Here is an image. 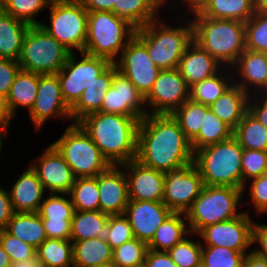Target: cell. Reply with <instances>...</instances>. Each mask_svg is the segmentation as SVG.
Masks as SVG:
<instances>
[{
  "instance_id": "03108f58",
  "label": "cell",
  "mask_w": 267,
  "mask_h": 267,
  "mask_svg": "<svg viewBox=\"0 0 267 267\" xmlns=\"http://www.w3.org/2000/svg\"><path fill=\"white\" fill-rule=\"evenodd\" d=\"M9 129L8 125L0 124V153L2 151L3 138L5 139V137H7Z\"/></svg>"
},
{
  "instance_id": "9a60e30c",
  "label": "cell",
  "mask_w": 267,
  "mask_h": 267,
  "mask_svg": "<svg viewBox=\"0 0 267 267\" xmlns=\"http://www.w3.org/2000/svg\"><path fill=\"white\" fill-rule=\"evenodd\" d=\"M189 99V87L178 69L161 70L145 104L151 110L148 114H172Z\"/></svg>"
},
{
  "instance_id": "94428289",
  "label": "cell",
  "mask_w": 267,
  "mask_h": 267,
  "mask_svg": "<svg viewBox=\"0 0 267 267\" xmlns=\"http://www.w3.org/2000/svg\"><path fill=\"white\" fill-rule=\"evenodd\" d=\"M0 124L8 125V109L6 98L0 94Z\"/></svg>"
},
{
  "instance_id": "bcb514c9",
  "label": "cell",
  "mask_w": 267,
  "mask_h": 267,
  "mask_svg": "<svg viewBox=\"0 0 267 267\" xmlns=\"http://www.w3.org/2000/svg\"><path fill=\"white\" fill-rule=\"evenodd\" d=\"M202 244L199 240L195 242L185 237L167 253L178 267H198L201 265Z\"/></svg>"
},
{
  "instance_id": "8992f818",
  "label": "cell",
  "mask_w": 267,
  "mask_h": 267,
  "mask_svg": "<svg viewBox=\"0 0 267 267\" xmlns=\"http://www.w3.org/2000/svg\"><path fill=\"white\" fill-rule=\"evenodd\" d=\"M135 32V26L113 12H88L87 36L83 52L115 63L128 42L135 36Z\"/></svg>"
},
{
  "instance_id": "ba28073f",
  "label": "cell",
  "mask_w": 267,
  "mask_h": 267,
  "mask_svg": "<svg viewBox=\"0 0 267 267\" xmlns=\"http://www.w3.org/2000/svg\"><path fill=\"white\" fill-rule=\"evenodd\" d=\"M72 52L41 26H30L25 33L18 63L21 70L39 75L57 74Z\"/></svg>"
},
{
  "instance_id": "7dc6e473",
  "label": "cell",
  "mask_w": 267,
  "mask_h": 267,
  "mask_svg": "<svg viewBox=\"0 0 267 267\" xmlns=\"http://www.w3.org/2000/svg\"><path fill=\"white\" fill-rule=\"evenodd\" d=\"M0 243L12 264L36 260V248L9 234L5 229L0 231Z\"/></svg>"
},
{
  "instance_id": "60d3db41",
  "label": "cell",
  "mask_w": 267,
  "mask_h": 267,
  "mask_svg": "<svg viewBox=\"0 0 267 267\" xmlns=\"http://www.w3.org/2000/svg\"><path fill=\"white\" fill-rule=\"evenodd\" d=\"M51 0H0V8L30 26L40 25L37 16L41 10L49 6Z\"/></svg>"
},
{
  "instance_id": "5b68a950",
  "label": "cell",
  "mask_w": 267,
  "mask_h": 267,
  "mask_svg": "<svg viewBox=\"0 0 267 267\" xmlns=\"http://www.w3.org/2000/svg\"><path fill=\"white\" fill-rule=\"evenodd\" d=\"M242 154L243 147L232 136L197 150L193 160L204 185L242 189Z\"/></svg>"
},
{
  "instance_id": "52a82bcc",
  "label": "cell",
  "mask_w": 267,
  "mask_h": 267,
  "mask_svg": "<svg viewBox=\"0 0 267 267\" xmlns=\"http://www.w3.org/2000/svg\"><path fill=\"white\" fill-rule=\"evenodd\" d=\"M242 189L229 186L204 185L200 195L185 213L190 232L198 234L204 227L240 216L238 205L242 204Z\"/></svg>"
},
{
  "instance_id": "3957f363",
  "label": "cell",
  "mask_w": 267,
  "mask_h": 267,
  "mask_svg": "<svg viewBox=\"0 0 267 267\" xmlns=\"http://www.w3.org/2000/svg\"><path fill=\"white\" fill-rule=\"evenodd\" d=\"M190 14L193 16V41L230 68L246 49L245 22L209 18L198 11Z\"/></svg>"
},
{
  "instance_id": "4fadbf2b",
  "label": "cell",
  "mask_w": 267,
  "mask_h": 267,
  "mask_svg": "<svg viewBox=\"0 0 267 267\" xmlns=\"http://www.w3.org/2000/svg\"><path fill=\"white\" fill-rule=\"evenodd\" d=\"M118 71L126 76L146 97L161 69L151 60L146 46L134 36L115 62Z\"/></svg>"
},
{
  "instance_id": "6f0895ef",
  "label": "cell",
  "mask_w": 267,
  "mask_h": 267,
  "mask_svg": "<svg viewBox=\"0 0 267 267\" xmlns=\"http://www.w3.org/2000/svg\"><path fill=\"white\" fill-rule=\"evenodd\" d=\"M14 213L9 192L0 187V231L6 228Z\"/></svg>"
},
{
  "instance_id": "7c38bea8",
  "label": "cell",
  "mask_w": 267,
  "mask_h": 267,
  "mask_svg": "<svg viewBox=\"0 0 267 267\" xmlns=\"http://www.w3.org/2000/svg\"><path fill=\"white\" fill-rule=\"evenodd\" d=\"M203 187L194 161L172 168L165 173L163 203L174 213H186Z\"/></svg>"
},
{
  "instance_id": "d590c367",
  "label": "cell",
  "mask_w": 267,
  "mask_h": 267,
  "mask_svg": "<svg viewBox=\"0 0 267 267\" xmlns=\"http://www.w3.org/2000/svg\"><path fill=\"white\" fill-rule=\"evenodd\" d=\"M233 129L210 109L204 113V122L198 134L190 141L193 153L197 150L230 139Z\"/></svg>"
},
{
  "instance_id": "30bf717a",
  "label": "cell",
  "mask_w": 267,
  "mask_h": 267,
  "mask_svg": "<svg viewBox=\"0 0 267 267\" xmlns=\"http://www.w3.org/2000/svg\"><path fill=\"white\" fill-rule=\"evenodd\" d=\"M50 24L41 23L49 35L72 53L84 51L87 36L88 11L80 0H51Z\"/></svg>"
},
{
  "instance_id": "c3c4849f",
  "label": "cell",
  "mask_w": 267,
  "mask_h": 267,
  "mask_svg": "<svg viewBox=\"0 0 267 267\" xmlns=\"http://www.w3.org/2000/svg\"><path fill=\"white\" fill-rule=\"evenodd\" d=\"M242 191L246 190L247 181L267 173V151L243 149L242 159Z\"/></svg>"
},
{
  "instance_id": "89a4df30",
  "label": "cell",
  "mask_w": 267,
  "mask_h": 267,
  "mask_svg": "<svg viewBox=\"0 0 267 267\" xmlns=\"http://www.w3.org/2000/svg\"><path fill=\"white\" fill-rule=\"evenodd\" d=\"M257 95L267 100V83Z\"/></svg>"
},
{
  "instance_id": "f35d334b",
  "label": "cell",
  "mask_w": 267,
  "mask_h": 267,
  "mask_svg": "<svg viewBox=\"0 0 267 267\" xmlns=\"http://www.w3.org/2000/svg\"><path fill=\"white\" fill-rule=\"evenodd\" d=\"M67 197H71L75 210H100L99 190L96 177L76 178Z\"/></svg>"
},
{
  "instance_id": "f5cc1de1",
  "label": "cell",
  "mask_w": 267,
  "mask_h": 267,
  "mask_svg": "<svg viewBox=\"0 0 267 267\" xmlns=\"http://www.w3.org/2000/svg\"><path fill=\"white\" fill-rule=\"evenodd\" d=\"M72 219H42L47 238L70 240Z\"/></svg>"
},
{
  "instance_id": "ac0fdd59",
  "label": "cell",
  "mask_w": 267,
  "mask_h": 267,
  "mask_svg": "<svg viewBox=\"0 0 267 267\" xmlns=\"http://www.w3.org/2000/svg\"><path fill=\"white\" fill-rule=\"evenodd\" d=\"M36 159L35 164L30 166L45 190L49 193L69 194L76 177L58 150L50 144Z\"/></svg>"
},
{
  "instance_id": "d4e9b609",
  "label": "cell",
  "mask_w": 267,
  "mask_h": 267,
  "mask_svg": "<svg viewBox=\"0 0 267 267\" xmlns=\"http://www.w3.org/2000/svg\"><path fill=\"white\" fill-rule=\"evenodd\" d=\"M117 71L116 64L112 63L88 88L84 89L78 101L70 108L72 123H77L88 114L101 111L104 95L112 86Z\"/></svg>"
},
{
  "instance_id": "cb8c5ba5",
  "label": "cell",
  "mask_w": 267,
  "mask_h": 267,
  "mask_svg": "<svg viewBox=\"0 0 267 267\" xmlns=\"http://www.w3.org/2000/svg\"><path fill=\"white\" fill-rule=\"evenodd\" d=\"M9 192L14 212H38L47 192L36 172L31 168L24 170Z\"/></svg>"
},
{
  "instance_id": "83f0119b",
  "label": "cell",
  "mask_w": 267,
  "mask_h": 267,
  "mask_svg": "<svg viewBox=\"0 0 267 267\" xmlns=\"http://www.w3.org/2000/svg\"><path fill=\"white\" fill-rule=\"evenodd\" d=\"M29 24L5 13L0 8V58L17 60Z\"/></svg>"
},
{
  "instance_id": "5bb4252c",
  "label": "cell",
  "mask_w": 267,
  "mask_h": 267,
  "mask_svg": "<svg viewBox=\"0 0 267 267\" xmlns=\"http://www.w3.org/2000/svg\"><path fill=\"white\" fill-rule=\"evenodd\" d=\"M249 212H243L233 219L204 227L198 235L204 240V246L227 247L240 253H249L252 246L253 223ZM248 250V252H247Z\"/></svg>"
},
{
  "instance_id": "e0dca14e",
  "label": "cell",
  "mask_w": 267,
  "mask_h": 267,
  "mask_svg": "<svg viewBox=\"0 0 267 267\" xmlns=\"http://www.w3.org/2000/svg\"><path fill=\"white\" fill-rule=\"evenodd\" d=\"M143 106H146L145 97L126 76L117 71L112 86L104 95L100 112L143 119L149 111Z\"/></svg>"
},
{
  "instance_id": "6125c7cd",
  "label": "cell",
  "mask_w": 267,
  "mask_h": 267,
  "mask_svg": "<svg viewBox=\"0 0 267 267\" xmlns=\"http://www.w3.org/2000/svg\"><path fill=\"white\" fill-rule=\"evenodd\" d=\"M206 1L207 0H182V2H185V6H187L185 7L186 10H189L188 13L198 11Z\"/></svg>"
},
{
  "instance_id": "8fae6325",
  "label": "cell",
  "mask_w": 267,
  "mask_h": 267,
  "mask_svg": "<svg viewBox=\"0 0 267 267\" xmlns=\"http://www.w3.org/2000/svg\"><path fill=\"white\" fill-rule=\"evenodd\" d=\"M81 60H77L71 53L66 64L56 74L58 76L63 98L71 108L95 79L112 63L103 57L80 53Z\"/></svg>"
},
{
  "instance_id": "ffe728a7",
  "label": "cell",
  "mask_w": 267,
  "mask_h": 267,
  "mask_svg": "<svg viewBox=\"0 0 267 267\" xmlns=\"http://www.w3.org/2000/svg\"><path fill=\"white\" fill-rule=\"evenodd\" d=\"M128 181V197L139 201L163 202L165 173L136 159L122 165Z\"/></svg>"
},
{
  "instance_id": "f6af8a7d",
  "label": "cell",
  "mask_w": 267,
  "mask_h": 267,
  "mask_svg": "<svg viewBox=\"0 0 267 267\" xmlns=\"http://www.w3.org/2000/svg\"><path fill=\"white\" fill-rule=\"evenodd\" d=\"M67 194L49 193L40 205L38 214L41 219L62 220L72 219L74 206L71 197L66 198Z\"/></svg>"
},
{
  "instance_id": "9f6ffc18",
  "label": "cell",
  "mask_w": 267,
  "mask_h": 267,
  "mask_svg": "<svg viewBox=\"0 0 267 267\" xmlns=\"http://www.w3.org/2000/svg\"><path fill=\"white\" fill-rule=\"evenodd\" d=\"M143 267H178L167 252L148 249Z\"/></svg>"
},
{
  "instance_id": "4316f807",
  "label": "cell",
  "mask_w": 267,
  "mask_h": 267,
  "mask_svg": "<svg viewBox=\"0 0 267 267\" xmlns=\"http://www.w3.org/2000/svg\"><path fill=\"white\" fill-rule=\"evenodd\" d=\"M38 89V74L20 70L11 86L10 93L6 97L8 109V126L11 119H16V110L19 107L29 111L34 104Z\"/></svg>"
},
{
  "instance_id": "2e32d148",
  "label": "cell",
  "mask_w": 267,
  "mask_h": 267,
  "mask_svg": "<svg viewBox=\"0 0 267 267\" xmlns=\"http://www.w3.org/2000/svg\"><path fill=\"white\" fill-rule=\"evenodd\" d=\"M30 121L38 132L48 119L57 117L60 119L68 118L72 121L70 107L66 104L58 76L39 75L38 89L33 106L28 111Z\"/></svg>"
},
{
  "instance_id": "d6a6232c",
  "label": "cell",
  "mask_w": 267,
  "mask_h": 267,
  "mask_svg": "<svg viewBox=\"0 0 267 267\" xmlns=\"http://www.w3.org/2000/svg\"><path fill=\"white\" fill-rule=\"evenodd\" d=\"M109 215L97 211L75 210L71 222V241H82L105 236Z\"/></svg>"
},
{
  "instance_id": "484cf974",
  "label": "cell",
  "mask_w": 267,
  "mask_h": 267,
  "mask_svg": "<svg viewBox=\"0 0 267 267\" xmlns=\"http://www.w3.org/2000/svg\"><path fill=\"white\" fill-rule=\"evenodd\" d=\"M249 95L239 86L232 84L209 109L234 129L248 111Z\"/></svg>"
},
{
  "instance_id": "603a6c76",
  "label": "cell",
  "mask_w": 267,
  "mask_h": 267,
  "mask_svg": "<svg viewBox=\"0 0 267 267\" xmlns=\"http://www.w3.org/2000/svg\"><path fill=\"white\" fill-rule=\"evenodd\" d=\"M224 66L193 41L182 55L178 70L188 87L217 74Z\"/></svg>"
},
{
  "instance_id": "a7ac6f4b",
  "label": "cell",
  "mask_w": 267,
  "mask_h": 267,
  "mask_svg": "<svg viewBox=\"0 0 267 267\" xmlns=\"http://www.w3.org/2000/svg\"><path fill=\"white\" fill-rule=\"evenodd\" d=\"M152 4L159 10L162 11V8H164L165 4L168 5L166 2H169L168 0H150ZM171 2V0H170ZM163 6V7H162Z\"/></svg>"
},
{
  "instance_id": "277c9868",
  "label": "cell",
  "mask_w": 267,
  "mask_h": 267,
  "mask_svg": "<svg viewBox=\"0 0 267 267\" xmlns=\"http://www.w3.org/2000/svg\"><path fill=\"white\" fill-rule=\"evenodd\" d=\"M185 24L173 27L157 18L136 28L135 36L146 46L151 60L161 70L177 69L182 55L193 42L191 19L188 18Z\"/></svg>"
},
{
  "instance_id": "91938a15",
  "label": "cell",
  "mask_w": 267,
  "mask_h": 267,
  "mask_svg": "<svg viewBox=\"0 0 267 267\" xmlns=\"http://www.w3.org/2000/svg\"><path fill=\"white\" fill-rule=\"evenodd\" d=\"M242 267H267V258L251 251L245 255Z\"/></svg>"
},
{
  "instance_id": "2644e50d",
  "label": "cell",
  "mask_w": 267,
  "mask_h": 267,
  "mask_svg": "<svg viewBox=\"0 0 267 267\" xmlns=\"http://www.w3.org/2000/svg\"><path fill=\"white\" fill-rule=\"evenodd\" d=\"M95 267H117V266L113 262H109V263L98 265Z\"/></svg>"
},
{
  "instance_id": "e575fe53",
  "label": "cell",
  "mask_w": 267,
  "mask_h": 267,
  "mask_svg": "<svg viewBox=\"0 0 267 267\" xmlns=\"http://www.w3.org/2000/svg\"><path fill=\"white\" fill-rule=\"evenodd\" d=\"M36 260L41 267L73 266L72 241L47 238L36 249Z\"/></svg>"
},
{
  "instance_id": "f907efd6",
  "label": "cell",
  "mask_w": 267,
  "mask_h": 267,
  "mask_svg": "<svg viewBox=\"0 0 267 267\" xmlns=\"http://www.w3.org/2000/svg\"><path fill=\"white\" fill-rule=\"evenodd\" d=\"M249 196L255 207L256 215L267 214V173L250 179Z\"/></svg>"
},
{
  "instance_id": "be15d7a7",
  "label": "cell",
  "mask_w": 267,
  "mask_h": 267,
  "mask_svg": "<svg viewBox=\"0 0 267 267\" xmlns=\"http://www.w3.org/2000/svg\"><path fill=\"white\" fill-rule=\"evenodd\" d=\"M12 264L10 257L4 251L1 243H0V267H10Z\"/></svg>"
},
{
  "instance_id": "4dcf8cb0",
  "label": "cell",
  "mask_w": 267,
  "mask_h": 267,
  "mask_svg": "<svg viewBox=\"0 0 267 267\" xmlns=\"http://www.w3.org/2000/svg\"><path fill=\"white\" fill-rule=\"evenodd\" d=\"M73 264L77 267H95L112 262L113 249L105 236L82 241H72Z\"/></svg>"
},
{
  "instance_id": "e7e4bbea",
  "label": "cell",
  "mask_w": 267,
  "mask_h": 267,
  "mask_svg": "<svg viewBox=\"0 0 267 267\" xmlns=\"http://www.w3.org/2000/svg\"><path fill=\"white\" fill-rule=\"evenodd\" d=\"M255 13L267 14V0H254Z\"/></svg>"
},
{
  "instance_id": "681fc988",
  "label": "cell",
  "mask_w": 267,
  "mask_h": 267,
  "mask_svg": "<svg viewBox=\"0 0 267 267\" xmlns=\"http://www.w3.org/2000/svg\"><path fill=\"white\" fill-rule=\"evenodd\" d=\"M133 238L132 227L124 214L109 215L105 231V239L112 249L119 247Z\"/></svg>"
},
{
  "instance_id": "7402d4cb",
  "label": "cell",
  "mask_w": 267,
  "mask_h": 267,
  "mask_svg": "<svg viewBox=\"0 0 267 267\" xmlns=\"http://www.w3.org/2000/svg\"><path fill=\"white\" fill-rule=\"evenodd\" d=\"M230 69L235 73L233 84L249 96L258 94L267 83V53L245 49Z\"/></svg>"
},
{
  "instance_id": "9c48e42d",
  "label": "cell",
  "mask_w": 267,
  "mask_h": 267,
  "mask_svg": "<svg viewBox=\"0 0 267 267\" xmlns=\"http://www.w3.org/2000/svg\"><path fill=\"white\" fill-rule=\"evenodd\" d=\"M52 145L63 156L76 178L96 177L110 166L78 123H71Z\"/></svg>"
},
{
  "instance_id": "8d00e7d4",
  "label": "cell",
  "mask_w": 267,
  "mask_h": 267,
  "mask_svg": "<svg viewBox=\"0 0 267 267\" xmlns=\"http://www.w3.org/2000/svg\"><path fill=\"white\" fill-rule=\"evenodd\" d=\"M233 137L243 149L267 151V128L248 111L233 129Z\"/></svg>"
},
{
  "instance_id": "680465c9",
  "label": "cell",
  "mask_w": 267,
  "mask_h": 267,
  "mask_svg": "<svg viewBox=\"0 0 267 267\" xmlns=\"http://www.w3.org/2000/svg\"><path fill=\"white\" fill-rule=\"evenodd\" d=\"M88 12L110 11L114 13L116 0H80Z\"/></svg>"
},
{
  "instance_id": "7bdbcfd3",
  "label": "cell",
  "mask_w": 267,
  "mask_h": 267,
  "mask_svg": "<svg viewBox=\"0 0 267 267\" xmlns=\"http://www.w3.org/2000/svg\"><path fill=\"white\" fill-rule=\"evenodd\" d=\"M147 250L145 242L133 238L113 249L112 262L117 267H142Z\"/></svg>"
},
{
  "instance_id": "ee69618b",
  "label": "cell",
  "mask_w": 267,
  "mask_h": 267,
  "mask_svg": "<svg viewBox=\"0 0 267 267\" xmlns=\"http://www.w3.org/2000/svg\"><path fill=\"white\" fill-rule=\"evenodd\" d=\"M246 49L267 53V14L254 13L245 22Z\"/></svg>"
},
{
  "instance_id": "d6986e66",
  "label": "cell",
  "mask_w": 267,
  "mask_h": 267,
  "mask_svg": "<svg viewBox=\"0 0 267 267\" xmlns=\"http://www.w3.org/2000/svg\"><path fill=\"white\" fill-rule=\"evenodd\" d=\"M171 213L163 202L129 199L123 214L132 227L134 238L148 244Z\"/></svg>"
},
{
  "instance_id": "b9f144b4",
  "label": "cell",
  "mask_w": 267,
  "mask_h": 267,
  "mask_svg": "<svg viewBox=\"0 0 267 267\" xmlns=\"http://www.w3.org/2000/svg\"><path fill=\"white\" fill-rule=\"evenodd\" d=\"M246 254L227 247L202 245L201 264L204 267H242Z\"/></svg>"
},
{
  "instance_id": "74e56055",
  "label": "cell",
  "mask_w": 267,
  "mask_h": 267,
  "mask_svg": "<svg viewBox=\"0 0 267 267\" xmlns=\"http://www.w3.org/2000/svg\"><path fill=\"white\" fill-rule=\"evenodd\" d=\"M114 14L128 20L136 28L159 18V10L150 0H116Z\"/></svg>"
},
{
  "instance_id": "ab89813d",
  "label": "cell",
  "mask_w": 267,
  "mask_h": 267,
  "mask_svg": "<svg viewBox=\"0 0 267 267\" xmlns=\"http://www.w3.org/2000/svg\"><path fill=\"white\" fill-rule=\"evenodd\" d=\"M208 109L209 106L188 99L172 113V116L177 120L180 129L189 141L198 134L204 122V113Z\"/></svg>"
},
{
  "instance_id": "f546056e",
  "label": "cell",
  "mask_w": 267,
  "mask_h": 267,
  "mask_svg": "<svg viewBox=\"0 0 267 267\" xmlns=\"http://www.w3.org/2000/svg\"><path fill=\"white\" fill-rule=\"evenodd\" d=\"M5 230L36 249L47 239L38 212H15Z\"/></svg>"
},
{
  "instance_id": "6da1fadb",
  "label": "cell",
  "mask_w": 267,
  "mask_h": 267,
  "mask_svg": "<svg viewBox=\"0 0 267 267\" xmlns=\"http://www.w3.org/2000/svg\"><path fill=\"white\" fill-rule=\"evenodd\" d=\"M190 141L172 114H147L139 124L136 160L166 173L193 160Z\"/></svg>"
},
{
  "instance_id": "836d02e7",
  "label": "cell",
  "mask_w": 267,
  "mask_h": 267,
  "mask_svg": "<svg viewBox=\"0 0 267 267\" xmlns=\"http://www.w3.org/2000/svg\"><path fill=\"white\" fill-rule=\"evenodd\" d=\"M231 72L229 67H223L217 74L192 85L189 88V99L210 106L233 84V73Z\"/></svg>"
},
{
  "instance_id": "db71d44e",
  "label": "cell",
  "mask_w": 267,
  "mask_h": 267,
  "mask_svg": "<svg viewBox=\"0 0 267 267\" xmlns=\"http://www.w3.org/2000/svg\"><path fill=\"white\" fill-rule=\"evenodd\" d=\"M248 112L267 128V100L257 94L248 99Z\"/></svg>"
},
{
  "instance_id": "f1b7e54d",
  "label": "cell",
  "mask_w": 267,
  "mask_h": 267,
  "mask_svg": "<svg viewBox=\"0 0 267 267\" xmlns=\"http://www.w3.org/2000/svg\"><path fill=\"white\" fill-rule=\"evenodd\" d=\"M185 218V213L172 212L155 231L152 240L147 244L148 249L167 252L175 244L181 242L186 237L185 235H190Z\"/></svg>"
},
{
  "instance_id": "11a10c76",
  "label": "cell",
  "mask_w": 267,
  "mask_h": 267,
  "mask_svg": "<svg viewBox=\"0 0 267 267\" xmlns=\"http://www.w3.org/2000/svg\"><path fill=\"white\" fill-rule=\"evenodd\" d=\"M259 244L260 248H254L252 251L264 258H267V224L253 223L252 228V245Z\"/></svg>"
},
{
  "instance_id": "7a4b0ae2",
  "label": "cell",
  "mask_w": 267,
  "mask_h": 267,
  "mask_svg": "<svg viewBox=\"0 0 267 267\" xmlns=\"http://www.w3.org/2000/svg\"><path fill=\"white\" fill-rule=\"evenodd\" d=\"M139 117L94 112L77 123L98 146L110 165H123L136 159Z\"/></svg>"
},
{
  "instance_id": "44dd1931",
  "label": "cell",
  "mask_w": 267,
  "mask_h": 267,
  "mask_svg": "<svg viewBox=\"0 0 267 267\" xmlns=\"http://www.w3.org/2000/svg\"><path fill=\"white\" fill-rule=\"evenodd\" d=\"M100 211L121 215L128 205V181L122 165H110L97 175Z\"/></svg>"
},
{
  "instance_id": "003e7915",
  "label": "cell",
  "mask_w": 267,
  "mask_h": 267,
  "mask_svg": "<svg viewBox=\"0 0 267 267\" xmlns=\"http://www.w3.org/2000/svg\"><path fill=\"white\" fill-rule=\"evenodd\" d=\"M10 267H41L37 260L11 264Z\"/></svg>"
},
{
  "instance_id": "816d5d0a",
  "label": "cell",
  "mask_w": 267,
  "mask_h": 267,
  "mask_svg": "<svg viewBox=\"0 0 267 267\" xmlns=\"http://www.w3.org/2000/svg\"><path fill=\"white\" fill-rule=\"evenodd\" d=\"M21 70L17 60L0 58V94L5 98L9 95L16 75Z\"/></svg>"
},
{
  "instance_id": "1f68e13d",
  "label": "cell",
  "mask_w": 267,
  "mask_h": 267,
  "mask_svg": "<svg viewBox=\"0 0 267 267\" xmlns=\"http://www.w3.org/2000/svg\"><path fill=\"white\" fill-rule=\"evenodd\" d=\"M198 12L209 18L247 22L255 13L254 0H207Z\"/></svg>"
}]
</instances>
